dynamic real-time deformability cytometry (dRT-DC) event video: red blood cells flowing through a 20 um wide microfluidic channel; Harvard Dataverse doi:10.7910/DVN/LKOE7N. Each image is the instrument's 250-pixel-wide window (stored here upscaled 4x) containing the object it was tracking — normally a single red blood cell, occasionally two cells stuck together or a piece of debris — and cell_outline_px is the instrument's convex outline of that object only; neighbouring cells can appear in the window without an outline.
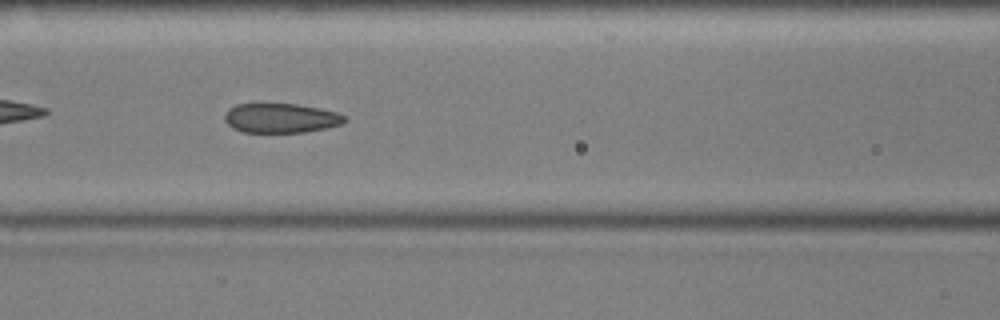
{"species": "common noctule bat (a hibernating species)", "species_latin": "Nyctalus noctula", "temperature_condition": "cold", "stored_images_in_passage": 41, "camera_frame_rate_fps": 3000, "um_per_image_px": 0.085, "animal": {"sex": "male", "body_mass_g": 17.9, "forearm_length_mm": 54.2}, "frame": {"image": 1, "passage_image": 9, "time_ms": 2.667, "image_size_px": [1000, 320], "cell_outline_px": [[348, 120], [340, 124], [324, 128], [304, 132], [244, 132], [232, 128], [224, 120], [224, 112], [228, 108], [236, 104], [296, 104], [336, 112], [344, 116]], "centroid_in_image_um": [23.81, 10.04], "position_along_channel_um": 142.8, "area_um2": 20.46}}
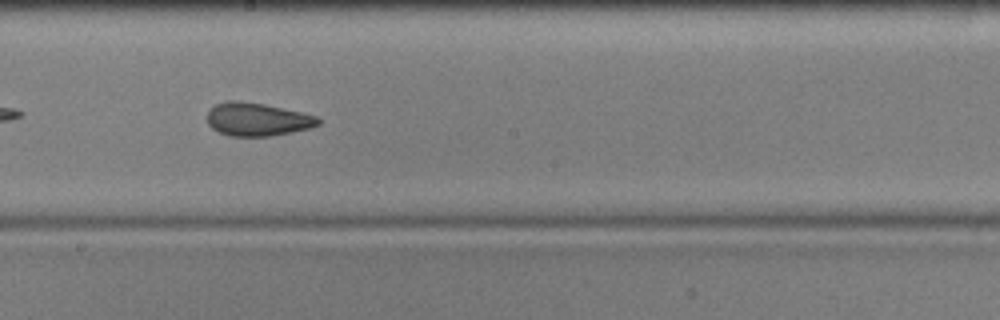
{"frame": {"image": 2, "passage_image": 16, "time_ms": 5.0, "image_size_px": [1000, 320], "cell_outline_px": [[320, 124], [312, 128], [272, 136], [228, 136], [212, 128], [208, 124], [208, 112], [216, 104], [228, 100], [236, 100], [264, 104], [320, 116]], "centroid_in_image_um": [21.91, 10.15], "position_along_channel_um": 226.3, "area_um2": 21.56}}
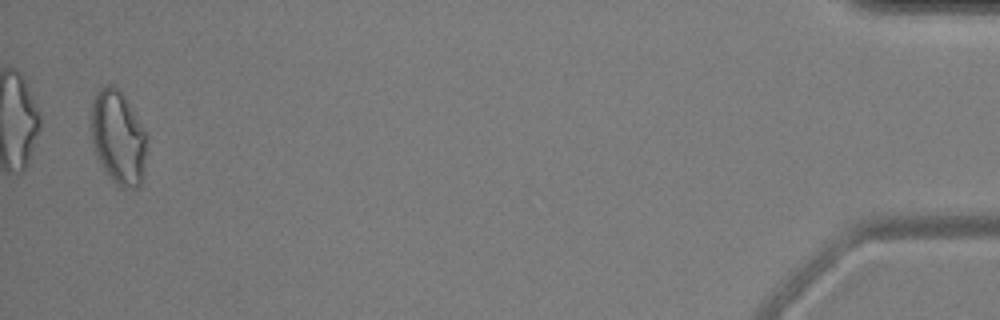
{"frame": {"image": 3, "passage_image": 40, "time_ms": 13.0, "image_size_px": [1000, 320], "cell_outline_px": [[144, 172], [140, 188], [120, 188], [104, 172], [96, 156], [92, 140], [92, 100], [96, 92], [104, 84], [112, 84], [124, 96], [144, 128]], "centroid_in_image_um": [10.02, 11.71], "position_along_channel_um": 425.2, "area_um2": 30.23}, "authors_computed_cell_mechanics": {"area_um2": 21.7906, "velocity_mm_per_s": 3.5888, "shape_relaxation_time_tau1_ms": 9.1928, "shape_relaxation_time_tau2_ms": 2.8983, "deformation_change_tau1": 0.1738, "deformation_change_tau2": 0.0932}}